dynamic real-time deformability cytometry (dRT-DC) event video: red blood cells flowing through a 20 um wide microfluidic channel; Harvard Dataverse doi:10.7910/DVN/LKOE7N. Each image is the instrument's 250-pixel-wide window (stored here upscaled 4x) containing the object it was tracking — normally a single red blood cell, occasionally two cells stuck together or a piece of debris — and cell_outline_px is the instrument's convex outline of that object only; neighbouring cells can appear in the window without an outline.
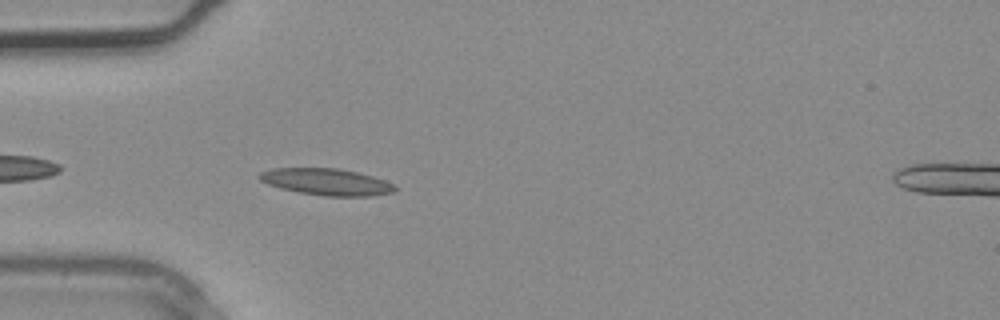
{"species": "common noctule bat (a hibernating species)", "species_latin": "Nyctalus noctula", "temperature_condition": "warm", "stored_images_in_passage": 3, "segment_of_instrument_passage": [1, 2], "camera_frame_rate_fps": 3000, "um_per_image_px": 0.085, "animal": {"sex": "male", "body_mass_g": 20.4}, "frame": {"image": 1, "passage_image": 2, "time_ms": 0.333, "image_size_px": [1000, 320], "cell_outline_px": [[396, 192], [372, 196], [324, 196], [300, 192], [280, 188], [268, 184], [260, 180], [256, 176], [260, 172], [272, 168], [340, 168], [372, 176], [396, 184]], "centroid_in_image_um": [27.77, 15.46], "position_along_channel_um": 57.2, "area_um2": 21.21}}